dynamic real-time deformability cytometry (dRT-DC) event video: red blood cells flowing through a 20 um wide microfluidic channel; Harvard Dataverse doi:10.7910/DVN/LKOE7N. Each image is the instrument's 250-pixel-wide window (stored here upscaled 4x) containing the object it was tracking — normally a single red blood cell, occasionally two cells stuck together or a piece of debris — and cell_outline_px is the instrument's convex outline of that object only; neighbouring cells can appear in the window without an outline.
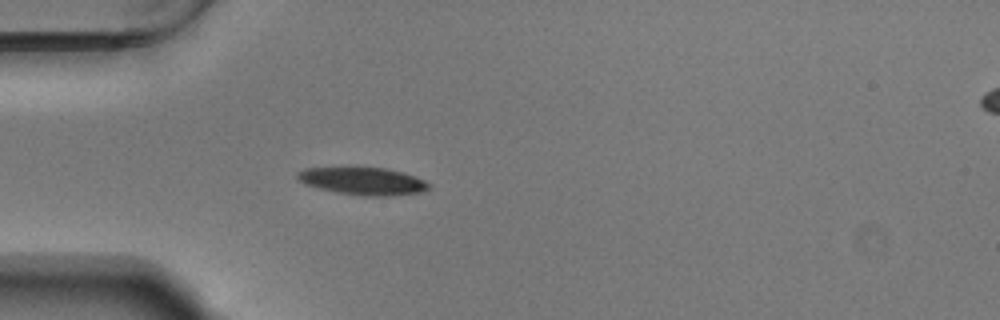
{"species": "Egyptian fruit bat (a non-hibernating species)", "species_latin": "Rousettus aegyptiacus", "temperature_condition": "warm", "stored_images_in_passage": 40, "camera_frame_rate_fps": 3000, "um_per_image_px": 0.085, "animal": {"sex": "male"}, "frame": {"image": 1, "passage_image": 1, "time_ms": 0.0, "image_size_px": [1000, 320], "cell_outline_px": [[432, 188], [420, 192], [380, 196], [368, 196], [340, 192], [320, 188], [308, 184], [300, 180], [296, 176], [296, 172], [304, 168], [356, 164], [384, 168], [404, 172], [424, 180], [432, 184]], "centroid_in_image_um": [30.84, 15.32], "position_along_channel_um": 54.2, "area_um2": 21.73}}
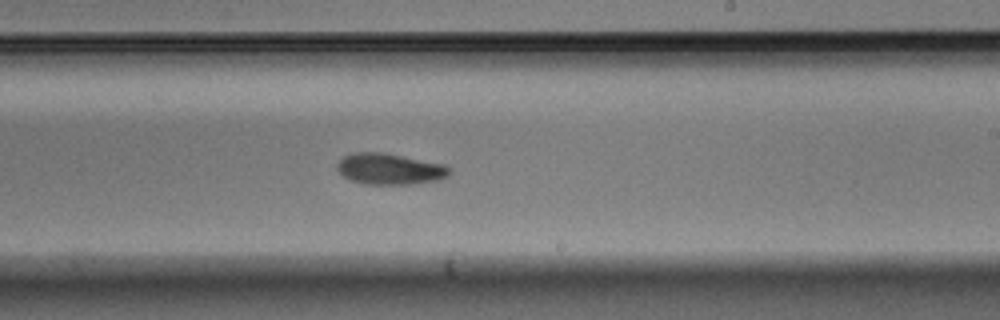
{"frame": {"image": 2, "passage_image": 18, "time_ms": 5.667, "image_size_px": [1000, 320], "cell_outline_px": [[448, 176], [436, 180], [412, 184], [364, 184], [352, 180], [344, 176], [336, 168], [336, 164], [344, 156], [352, 152], [384, 152], [444, 164], [448, 168]], "centroid_in_image_um": [33.08, 14.35], "position_along_channel_um": 255.9, "area_um2": 20.23}}
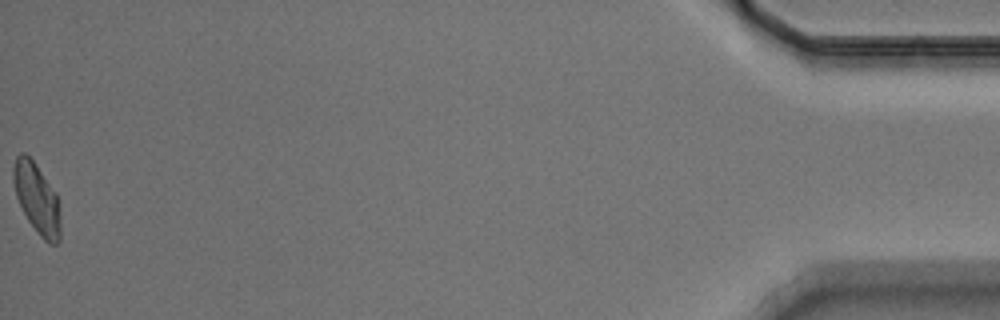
{"frame": {"image": 3, "passage_image": 40, "time_ms": 13.0, "image_size_px": [1000, 320], "cell_outline_px": [[60, 240], [56, 244], [48, 244], [40, 236], [28, 220], [16, 196], [12, 180], [12, 168], [16, 156], [20, 152], [24, 152], [32, 160], [56, 192], [60, 220]], "centroid_in_image_um": [3.12, 16.87], "position_along_channel_um": 432.1, "area_um2": 19.19}, "authors_computed_cell_mechanics": {"area_um2": 20.0566, "velocity_mm_per_s": 3.6995, "shape_relaxation_time_tau1_ms": 5.6264, "shape_relaxation_time_tau2_ms": null, "deformation_change_tau1": 0.1513, "deformation_change_tau2": null}}